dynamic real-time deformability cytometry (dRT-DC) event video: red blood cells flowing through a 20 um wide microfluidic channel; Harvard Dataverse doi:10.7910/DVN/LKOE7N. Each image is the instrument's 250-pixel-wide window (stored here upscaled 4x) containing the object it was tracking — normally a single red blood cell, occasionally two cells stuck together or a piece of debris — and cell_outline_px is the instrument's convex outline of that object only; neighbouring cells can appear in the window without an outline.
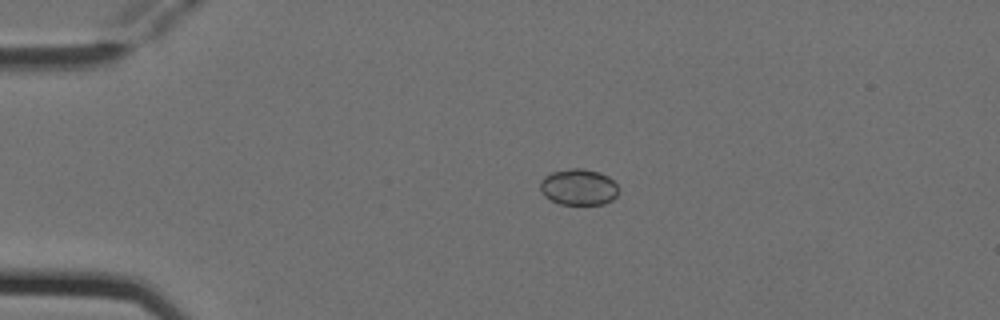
{"species": "Egyptian fruit bat (a non-hibernating species)", "species_latin": "Rousettus aegyptiacus", "temperature_condition": "cold", "stored_images_in_passage": 2, "camera_frame_rate_fps": 3000, "um_per_image_px": 0.085, "animal": {"sex": "female"}, "frame": {"image": 1, "passage_image": 1, "time_ms": 0.0, "image_size_px": [1000, 320], "cell_outline_px": [[620, 192], [612, 200], [604, 204], [560, 204], [544, 196], [540, 188], [540, 180], [544, 176], [552, 172], [572, 168], [580, 168], [600, 172], [608, 176], [620, 188]], "centroid_in_image_um": [49.2, 15.9], "position_along_channel_um": 35.8, "area_um2": 16.65}}